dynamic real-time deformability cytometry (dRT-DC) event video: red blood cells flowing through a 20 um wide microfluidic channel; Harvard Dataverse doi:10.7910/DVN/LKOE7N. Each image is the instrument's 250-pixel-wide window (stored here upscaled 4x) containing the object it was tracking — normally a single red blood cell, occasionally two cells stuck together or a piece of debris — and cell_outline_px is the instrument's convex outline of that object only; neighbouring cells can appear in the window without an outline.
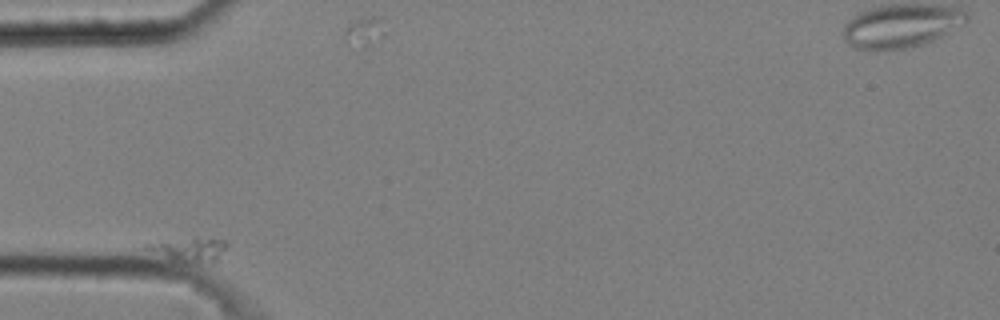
{"species": "common noctule bat (a hibernating species)", "species_latin": "Nyctalus noctula", "temperature_condition": "cold", "stored_images_in_passage": 5, "camera_frame_rate_fps": 3000, "um_per_image_px": 0.085, "animal": {"sex": "male", "body_mass_g": 20.4}, "frame": {"image": 1, "passage_image": 1, "time_ms": 0.0, "image_size_px": [1000, 320], "cell_outline_px": [[228, 244], [220, 260], [184, 264], [144, 248], [144, 244], [192, 240], [228, 240]], "centroid_in_image_um": [16.19, 21.28], "position_along_channel_um": 68.8, "area_um2": 10.35}}
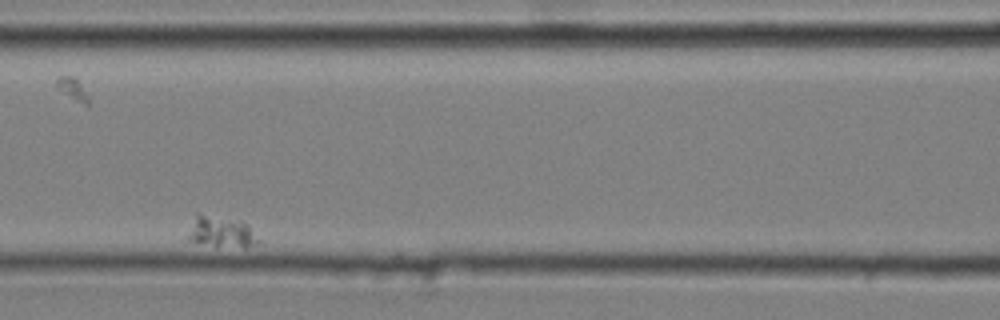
{"frame": {"image": 2, "passage_image": 4, "time_ms": 1.0, "image_size_px": [1000, 320], "cell_outline_px": [[264, 244], [244, 248], [184, 240], [196, 212], [240, 220], [248, 224]], "centroid_in_image_um": [18.85, 19.69], "position_along_channel_um": 147.7, "area_um2": 13.18}}